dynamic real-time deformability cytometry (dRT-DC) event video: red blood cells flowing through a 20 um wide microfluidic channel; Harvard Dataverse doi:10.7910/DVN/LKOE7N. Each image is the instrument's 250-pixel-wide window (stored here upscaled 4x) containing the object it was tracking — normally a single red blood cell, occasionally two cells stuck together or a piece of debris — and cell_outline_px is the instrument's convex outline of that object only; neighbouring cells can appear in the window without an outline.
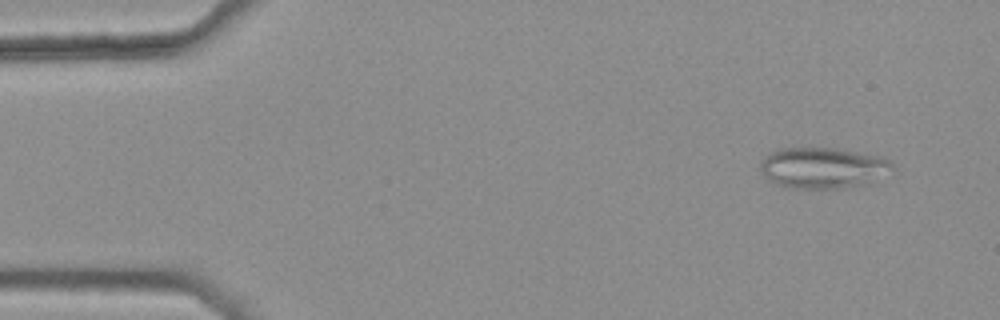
{"species": "common noctule bat (a hibernating species)", "species_latin": "Nyctalus noctula", "temperature_condition": "warm", "stored_images_in_passage": 46, "camera_frame_rate_fps": 3000, "um_per_image_px": 0.085, "animal": {"sex": "female", "body_mass_g": 25.1}, "frame": {"image": 1, "passage_image": 4, "time_ms": 1.0, "image_size_px": [1000, 320], "cell_outline_px": [[892, 168], [868, 184], [844, 188], [796, 188], [776, 184], [768, 180], [764, 176], [760, 168], [760, 160], [768, 152], [776, 148], [836, 148], [884, 156], [892, 164]], "centroid_in_image_um": [69.89, 14.25], "position_along_channel_um": 15.1, "area_um2": 31.67}}
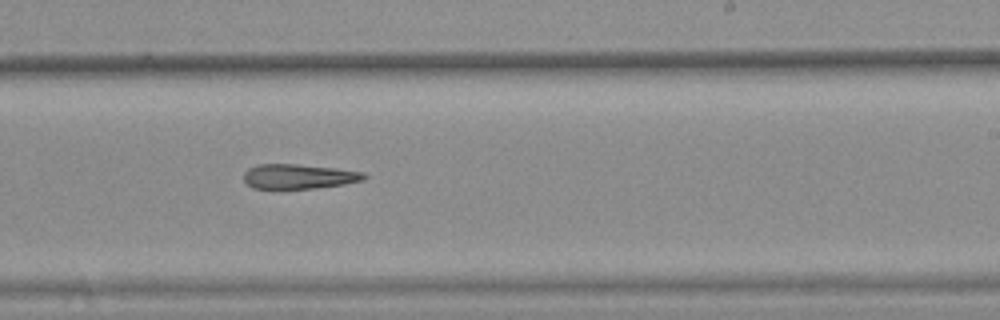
{"frame": {"image": 2, "passage_image": 32, "time_ms": 10.333, "image_size_px": [1000, 320], "cell_outline_px": [[368, 176], [364, 180], [344, 184], [316, 188], [280, 192], [252, 188], [244, 180], [244, 172], [248, 168], [260, 164], [296, 164], [336, 168], [364, 172]], "centroid_in_image_um": [25.35, 15.05], "position_along_channel_um": 263.7, "area_um2": 18.21}}
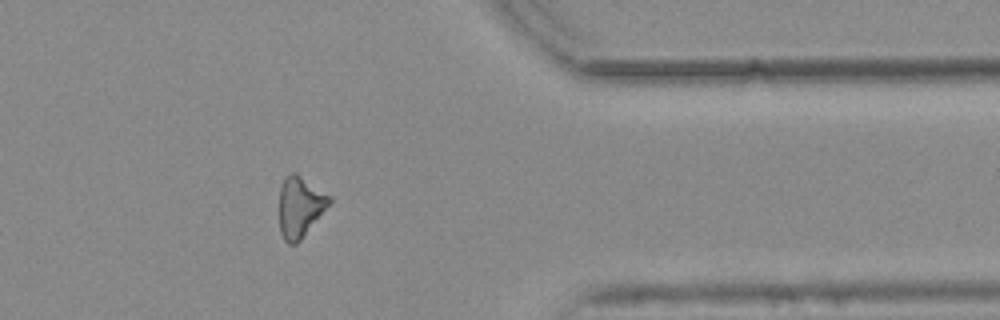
{"frame": {"image": 3, "passage_image": 43, "time_ms": 14.0, "image_size_px": [1000, 320], "cell_outline_px": [[332, 200], [300, 240], [296, 244], [288, 244], [284, 240], [280, 232], [280, 188], [284, 176], [292, 172], [296, 172], [332, 196]], "centroid_in_image_um": [25.49, 17.54], "position_along_channel_um": 385.9, "area_um2": 17.63}}